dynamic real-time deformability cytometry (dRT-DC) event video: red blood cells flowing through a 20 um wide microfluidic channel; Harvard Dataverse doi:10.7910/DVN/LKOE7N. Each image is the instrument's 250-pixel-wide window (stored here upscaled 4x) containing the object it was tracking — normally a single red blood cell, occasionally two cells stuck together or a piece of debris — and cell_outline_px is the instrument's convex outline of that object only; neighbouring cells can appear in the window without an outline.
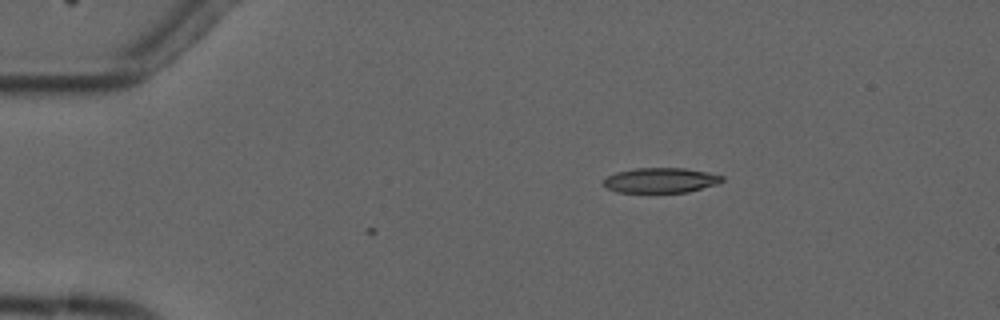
{"species": "common noctule bat (a hibernating species)", "species_latin": "Nyctalus noctula", "temperature_condition": "cold", "stored_images_in_passage": 4, "camera_frame_rate_fps": 3000, "um_per_image_px": 0.085, "animal": {"sex": "male", "forearm_length_mm": 52.5}, "frame": {"image": 1, "passage_image": 4, "time_ms": 4.333, "image_size_px": [1000, 320], "cell_outline_px": [[724, 180], [716, 184], [688, 192], [616, 192], [608, 188], [604, 184], [604, 180], [608, 176], [616, 172], [636, 168], [684, 168], [708, 172], [724, 176]], "centroid_in_image_um": [56.18, 15.32], "position_along_channel_um": 28.8, "area_um2": 17.17}}